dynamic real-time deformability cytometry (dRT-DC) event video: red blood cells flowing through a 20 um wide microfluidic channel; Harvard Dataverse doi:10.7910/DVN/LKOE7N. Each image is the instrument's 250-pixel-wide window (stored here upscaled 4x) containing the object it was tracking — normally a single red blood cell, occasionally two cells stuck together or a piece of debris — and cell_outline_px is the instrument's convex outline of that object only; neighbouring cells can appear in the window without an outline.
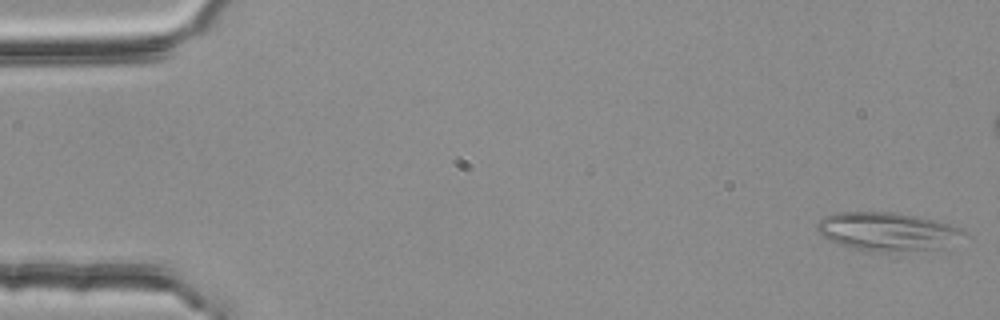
{"species": "common noctule bat (a hibernating species)", "species_latin": "Nyctalus noctula", "temperature_condition": "room temperature", "stored_images_in_passage": 55, "camera_frame_rate_fps": 3000, "um_per_image_px": 0.085, "animal": {"sex": "female", "body_mass_g": 25.1}, "frame": {"image": 1, "passage_image": 1, "time_ms": 0.0, "image_size_px": [1000, 320], "cell_outline_px": [[972, 236], [944, 248], [888, 252], [864, 252], [836, 244], [824, 236], [816, 228], [816, 224], [824, 216], [836, 212], [892, 212], [916, 216], [936, 220], [964, 228]], "centroid_in_image_um": [75.53, 19.7], "position_along_channel_um": 9.5, "area_um2": 33.81}}
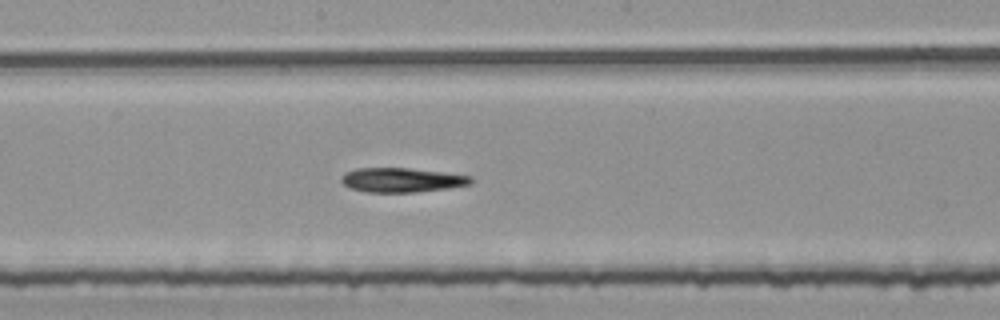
{"frame": {"image": 2, "passage_image": 29, "time_ms": 9.333, "image_size_px": [1000, 320], "cell_outline_px": [[472, 184], [448, 188], [416, 192], [368, 192], [352, 188], [344, 184], [340, 180], [340, 176], [344, 172], [356, 168], [408, 168], [472, 176]], "centroid_in_image_um": [34.12, 15.29], "position_along_channel_um": 214.1, "area_um2": 18.32}}
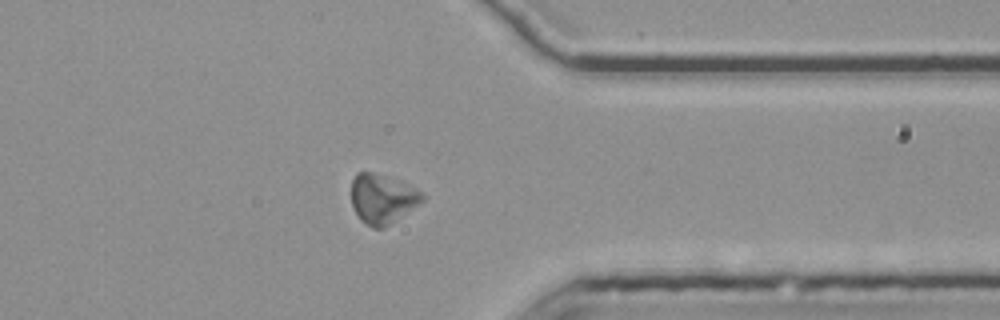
{"frame": {"image": 3, "passage_image": 43, "time_ms": 14.0, "image_size_px": [1000, 320], "cell_outline_px": [[424, 200], [384, 228], [372, 228], [364, 224], [360, 220], [352, 204], [352, 180], [356, 172], [372, 172], [384, 176], [416, 188], [424, 196]], "centroid_in_image_um": [32.47, 16.91], "position_along_channel_um": 378.9, "area_um2": 20.11}}